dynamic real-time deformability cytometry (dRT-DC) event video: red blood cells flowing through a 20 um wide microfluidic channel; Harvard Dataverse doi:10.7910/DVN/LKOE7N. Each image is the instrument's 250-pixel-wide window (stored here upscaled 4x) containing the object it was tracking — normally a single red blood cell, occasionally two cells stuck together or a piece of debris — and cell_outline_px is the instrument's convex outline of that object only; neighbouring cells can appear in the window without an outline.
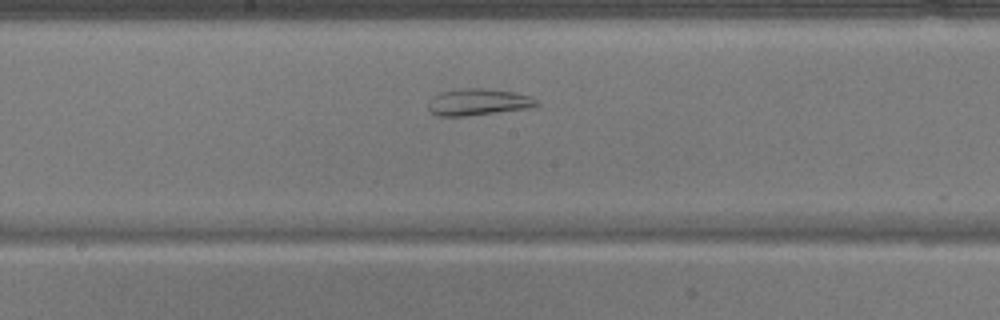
{"species": "common noctule bat (a hibernating species)", "species_latin": "Nyctalus noctula", "temperature_condition": "warm", "stored_images_in_passage": 43, "segment_of_instrument_passage": [2, 2], "camera_frame_rate_fps": 3000, "um_per_image_px": 0.085, "animal": {"sex": "male", "body_mass_g": 17.9}, "frame": {"image": 1, "passage_image": 20, "time_ms": 6.333, "image_size_px": [1000, 320], "cell_outline_px": [[540, 104], [532, 108], [468, 116], [436, 116], [428, 108], [428, 100], [432, 96], [440, 92], [460, 88], [488, 88], [516, 92], [532, 96]], "centroid_in_image_um": [40.66, 8.67], "position_along_channel_um": 207.5, "area_um2": 17.28}}
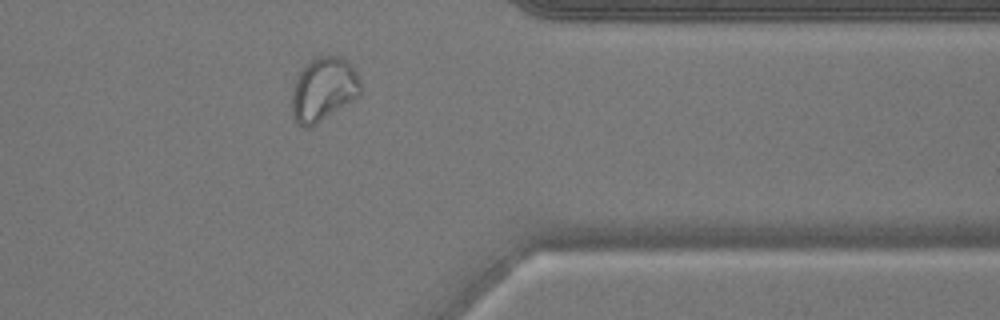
{"frame": {"image": 2, "passage_image": 34, "time_ms": 11.0, "image_size_px": [1000, 320], "cell_outline_px": [[360, 96], [312, 128], [304, 128], [292, 116], [292, 96], [296, 80], [300, 68], [312, 56], [336, 56], [348, 60], [356, 72], [360, 80]], "centroid_in_image_um": [27.5, 7.59], "position_along_channel_um": 383.9, "area_um2": 26.01}}
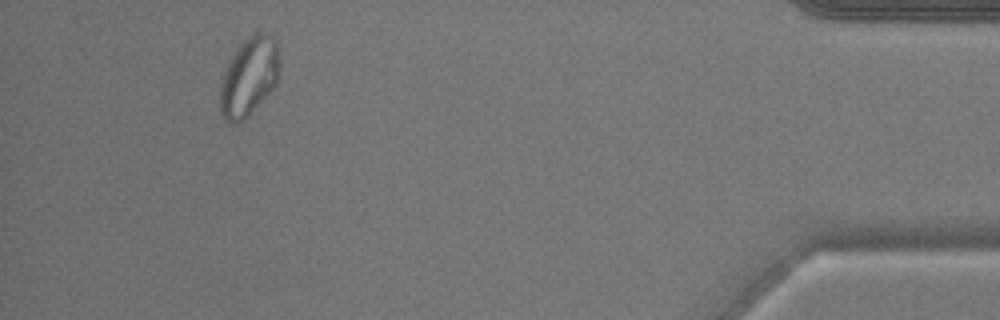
{"frame": {"image": 3, "passage_image": 40, "time_ms": 13.0, "image_size_px": [1000, 320], "cell_outline_px": [[276, 84], [248, 116], [240, 124], [228, 124], [224, 120], [220, 112], [220, 84], [228, 60], [236, 48], [252, 32], [268, 32], [276, 36]], "centroid_in_image_um": [21.1, 6.53], "position_along_channel_um": 414.1, "area_um2": 27.22}}